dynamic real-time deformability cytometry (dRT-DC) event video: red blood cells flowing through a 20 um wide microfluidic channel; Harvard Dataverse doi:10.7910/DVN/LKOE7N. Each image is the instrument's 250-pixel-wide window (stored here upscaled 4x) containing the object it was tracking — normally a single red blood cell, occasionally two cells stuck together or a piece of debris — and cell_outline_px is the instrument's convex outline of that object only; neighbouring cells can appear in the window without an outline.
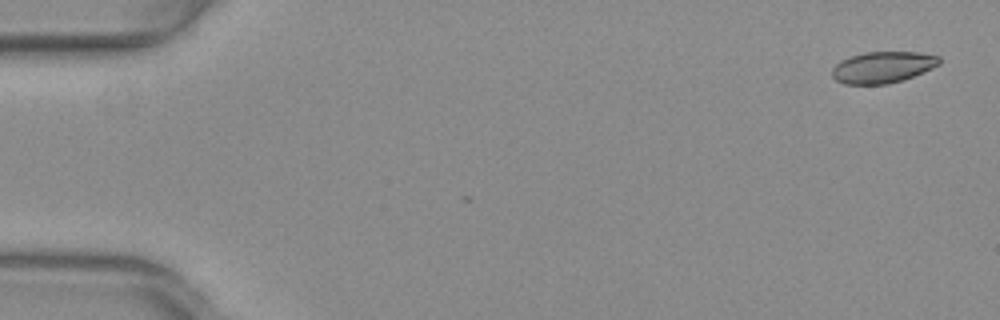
{"species": "common noctule bat (a hibernating species)", "species_latin": "Nyctalus noctula", "temperature_condition": "warm", "stored_images_in_passage": 2, "camera_frame_rate_fps": 3000, "um_per_image_px": 0.085, "animal": {"sex": "female", "body_mass_g": 29.2, "forearm_length_mm": 56.3}, "frame": {"image": 1, "passage_image": 2, "time_ms": 0.333, "image_size_px": [1000, 320], "cell_outline_px": [[940, 64], [932, 68], [904, 80], [888, 84], [844, 84], [836, 80], [832, 76], [832, 68], [840, 60], [864, 52], [920, 52], [940, 56]], "centroid_in_image_um": [75.04, 5.71], "position_along_channel_um": 10.0, "area_um2": 19.71}}